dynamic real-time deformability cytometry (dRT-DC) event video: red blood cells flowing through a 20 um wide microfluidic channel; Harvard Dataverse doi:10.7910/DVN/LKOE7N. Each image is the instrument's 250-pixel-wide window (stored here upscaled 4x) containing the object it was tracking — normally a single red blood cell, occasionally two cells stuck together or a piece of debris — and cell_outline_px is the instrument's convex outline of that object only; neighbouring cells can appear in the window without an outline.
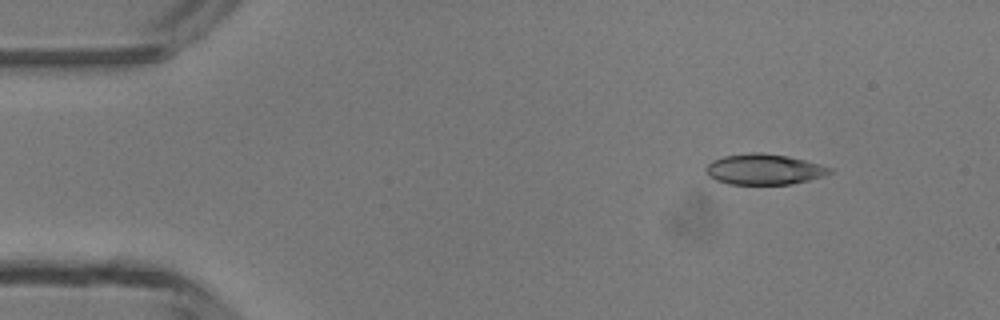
{"species": "common noctule bat (a hibernating species)", "species_latin": "Nyctalus noctula", "temperature_condition": "room temperature", "stored_images_in_passage": 3, "camera_frame_rate_fps": 3000, "um_per_image_px": 0.085, "animal": {"sex": "male", "body_mass_g": 13.3}, "frame": {"image": 1, "passage_image": 1, "time_ms": 0.0, "image_size_px": [1000, 320], "cell_outline_px": [[832, 172], [824, 176], [792, 184], [728, 184], [716, 180], [708, 176], [704, 168], [712, 160], [724, 156], [752, 152], [760, 152], [788, 156], [820, 164], [832, 168]], "centroid_in_image_um": [64.93, 14.39], "position_along_channel_um": 20.1, "area_um2": 22.14}}